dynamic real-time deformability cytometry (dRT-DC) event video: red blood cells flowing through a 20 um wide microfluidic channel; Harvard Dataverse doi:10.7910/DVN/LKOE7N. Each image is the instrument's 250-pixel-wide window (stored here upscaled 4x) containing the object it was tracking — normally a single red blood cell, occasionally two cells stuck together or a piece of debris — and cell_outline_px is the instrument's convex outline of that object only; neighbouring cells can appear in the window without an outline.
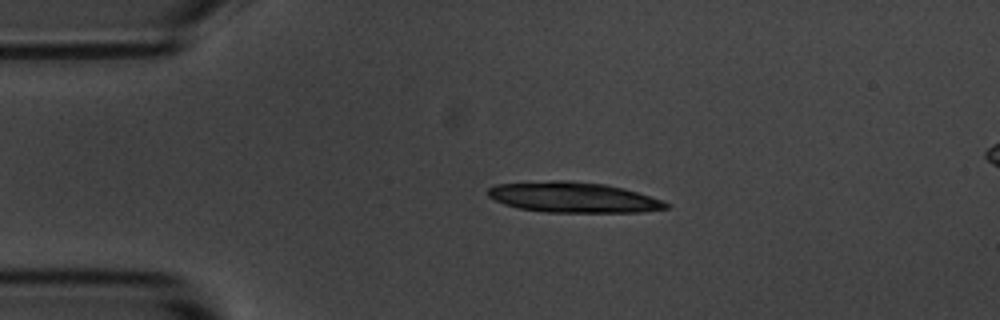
{"species": "common noctule bat (a hibernating species)", "species_latin": "Nyctalus noctula", "temperature_condition": "room temperature", "stored_images_in_passage": 5, "camera_frame_rate_fps": 3000, "um_per_image_px": 0.085, "animal": {"sex": "male", "body_mass_g": 20.1, "forearm_length_mm": 53.5}, "frame": {"image": 1, "passage_image": 3, "time_ms": 2.0, "image_size_px": [1000, 320], "cell_outline_px": [[668, 208], [640, 212], [544, 212], [516, 208], [504, 204], [488, 196], [488, 188], [496, 184], [552, 180], [564, 180], [604, 184], [624, 188], [660, 200], [668, 204]], "centroid_in_image_um": [48.67, 16.77], "position_along_channel_um": 36.3, "area_um2": 31.39}}